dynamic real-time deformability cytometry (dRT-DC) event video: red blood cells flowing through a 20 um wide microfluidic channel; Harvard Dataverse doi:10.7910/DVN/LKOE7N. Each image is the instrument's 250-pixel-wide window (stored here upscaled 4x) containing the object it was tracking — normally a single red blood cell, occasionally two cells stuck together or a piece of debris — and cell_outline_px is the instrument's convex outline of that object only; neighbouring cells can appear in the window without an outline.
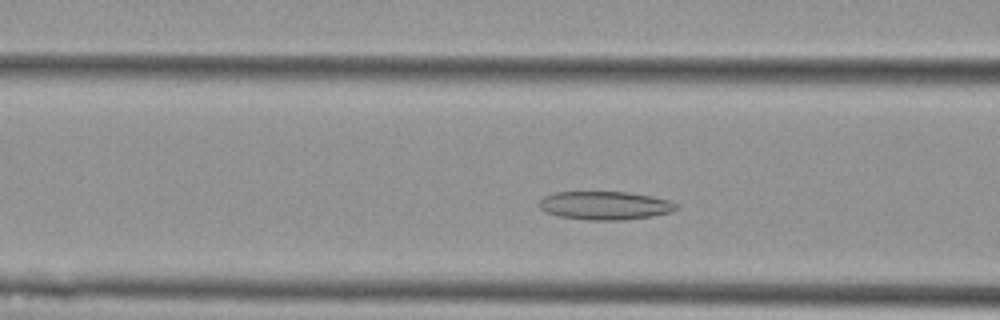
{"species": "Egyptian fruit bat (a non-hibernating species)", "species_latin": "Rousettus aegyptiacus", "temperature_condition": "cold", "stored_images_in_passage": 46, "camera_frame_rate_fps": 3000, "um_per_image_px": 0.085, "animal": {"sex": "female"}, "frame": {"image": 1, "passage_image": 12, "time_ms": 3.667, "image_size_px": [1000, 320], "cell_outline_px": [[680, 208], [672, 212], [652, 216], [624, 220], [588, 220], [560, 216], [544, 212], [540, 208], [540, 200], [544, 196], [556, 192], [628, 192], [652, 196], [672, 200]], "centroid_in_image_um": [51.47, 17.47], "position_along_channel_um": 115.1, "area_um2": 22.83}}
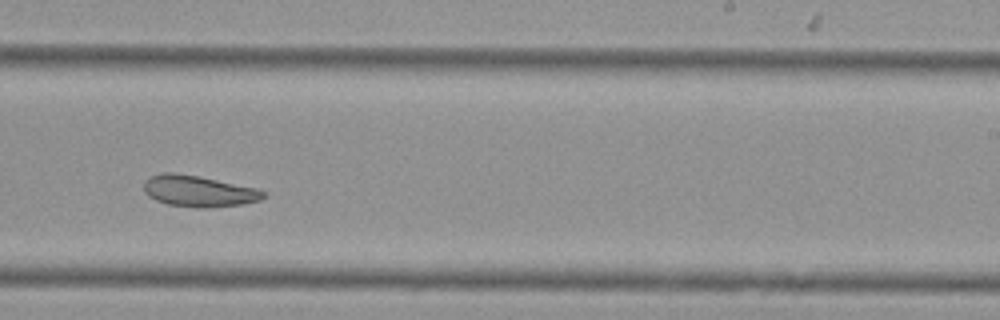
{"frame": {"image": 2, "passage_image": 25, "time_ms": 8.0, "image_size_px": [1000, 320], "cell_outline_px": [[268, 196], [260, 200], [244, 204], [212, 208], [196, 208], [168, 204], [156, 200], [148, 196], [144, 192], [144, 180], [148, 176], [164, 172], [176, 172], [200, 176], [256, 188], [264, 192]], "centroid_in_image_um": [16.87, 16.24], "position_along_channel_um": 272.1, "area_um2": 22.14}}
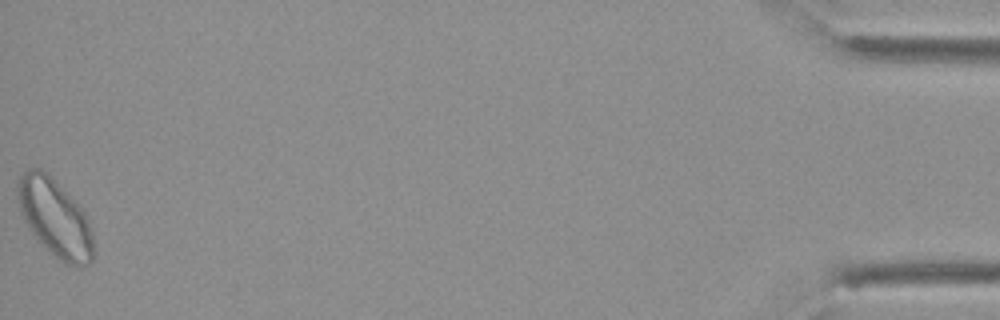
{"frame": {"image": 3, "passage_image": 46, "time_ms": 15.0, "image_size_px": [1000, 320], "cell_outline_px": [[92, 260], [88, 264], [80, 268], [64, 264], [36, 240], [28, 228], [20, 212], [16, 192], [16, 184], [20, 176], [28, 168], [40, 168], [84, 212], [92, 228]], "centroid_in_image_um": [4.63, 18.58], "position_along_channel_um": 430.6, "area_um2": 33.93}, "authors_computed_cell_mechanics": {"area_um2": 24.0448, "velocity_mm_per_s": 3.6323, "shape_relaxation_time_tau1_ms": null, "shape_relaxation_time_tau2_ms": 6.6441, "deformation_change_tau1": null, "deformation_change_tau2": 0.1297}}